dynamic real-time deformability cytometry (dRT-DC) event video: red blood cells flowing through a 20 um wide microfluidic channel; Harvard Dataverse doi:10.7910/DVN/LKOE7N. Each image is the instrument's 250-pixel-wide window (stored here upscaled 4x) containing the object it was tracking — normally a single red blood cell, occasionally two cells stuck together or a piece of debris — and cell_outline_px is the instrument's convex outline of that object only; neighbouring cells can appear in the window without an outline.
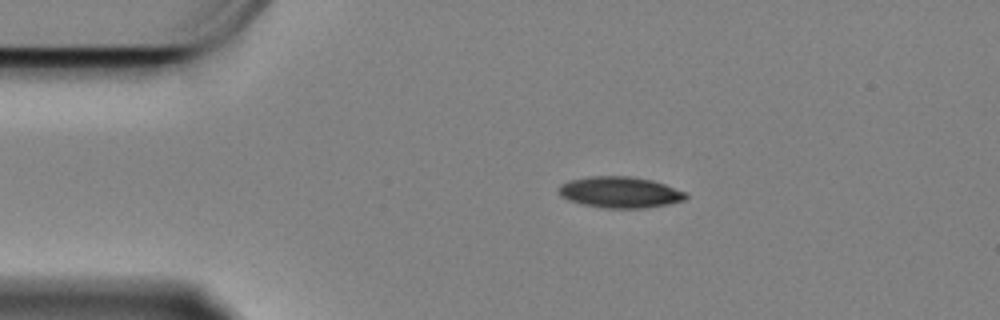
{"species": "Egyptian fruit bat (a non-hibernating species)", "species_latin": "Rousettus aegyptiacus", "temperature_condition": "cold", "stored_images_in_passage": 33, "camera_frame_rate_fps": 3000, "um_per_image_px": 0.085, "animal": {"sex": "female"}, "frame": {"image": 1, "passage_image": 1, "time_ms": 0.0, "image_size_px": [1000, 320], "cell_outline_px": [[688, 196], [684, 200], [668, 204], [644, 208], [604, 208], [584, 204], [568, 200], [560, 196], [560, 184], [572, 180], [592, 176], [628, 176], [652, 180], [664, 184], [684, 192]], "centroid_in_image_um": [52.7, 16.34], "position_along_channel_um": 32.3, "area_um2": 22.77}}
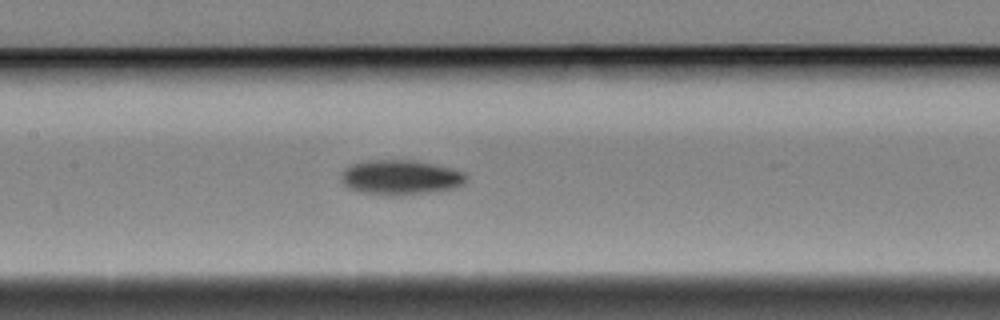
{"frame": {"image": 2, "passage_image": 17, "time_ms": 5.333, "image_size_px": [1000, 320], "cell_outline_px": [[464, 180], [460, 184], [452, 188], [428, 192], [392, 196], [388, 196], [360, 192], [348, 188], [344, 184], [340, 176], [344, 168], [352, 164], [368, 160], [408, 160], [452, 168], [464, 172]], "centroid_in_image_um": [33.95, 15.08], "position_along_channel_um": 173.5, "area_um2": 24.97}}
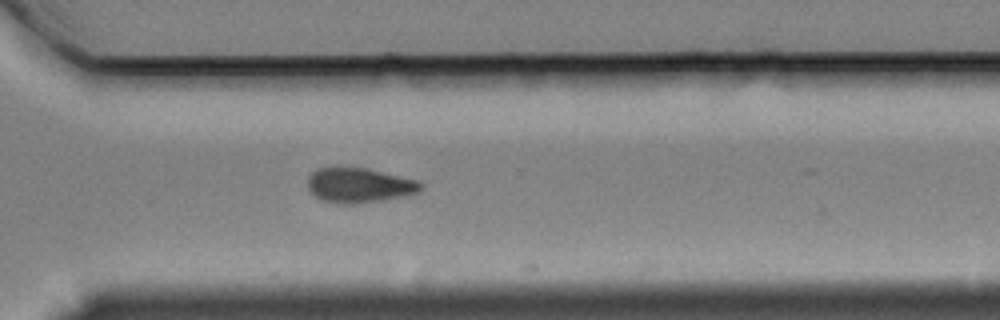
{"frame": {"image": 3, "passage_image": 32, "time_ms": 10.333, "image_size_px": [1000, 320], "cell_outline_px": [[424, 188], [420, 192], [408, 196], [352, 204], [336, 204], [320, 200], [308, 188], [308, 176], [316, 168], [368, 168], [420, 180]], "centroid_in_image_um": [30.59, 15.75], "position_along_channel_um": 340.0, "area_um2": 23.24}}